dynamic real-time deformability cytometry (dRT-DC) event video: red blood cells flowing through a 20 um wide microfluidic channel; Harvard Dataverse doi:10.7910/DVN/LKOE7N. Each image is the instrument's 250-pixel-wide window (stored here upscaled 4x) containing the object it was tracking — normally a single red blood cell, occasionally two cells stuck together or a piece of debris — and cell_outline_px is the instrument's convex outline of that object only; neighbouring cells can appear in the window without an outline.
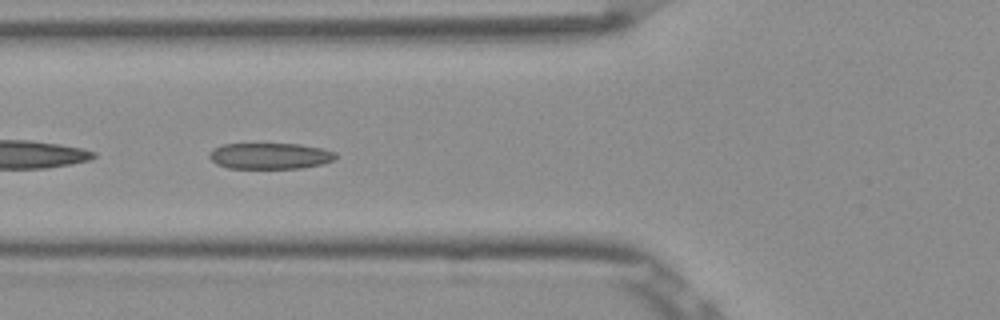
{"species": "Egyptian fruit bat (a non-hibernating species)", "species_latin": "Rousettus aegyptiacus", "temperature_condition": "room temperature", "stored_images_in_passage": 53, "segment_of_instrument_passage": [2, 2], "camera_frame_rate_fps": 3000, "um_per_image_px": 0.085, "frame": {"image": 1, "passage_image": 20, "time_ms": 6.333, "image_size_px": [1000, 320], "cell_outline_px": [[336, 156], [332, 160], [324, 164], [300, 168], [228, 168], [216, 164], [208, 156], [208, 152], [212, 148], [224, 144], [300, 144], [320, 148], [336, 152]], "centroid_in_image_um": [22.91, 13.25], "position_along_channel_um": 102.9, "area_um2": 19.25}}
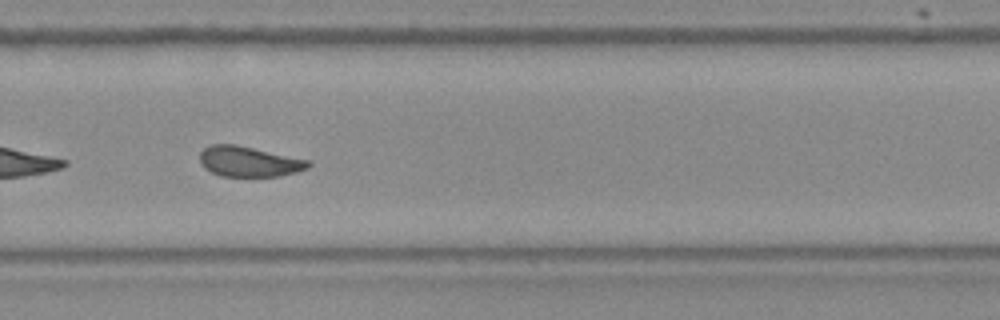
{"frame": {"image": 2, "passage_image": 36, "time_ms": 11.667, "image_size_px": [1000, 320], "cell_outline_px": [[312, 164], [308, 168], [296, 172], [280, 176], [220, 176], [204, 168], [200, 164], [200, 152], [204, 148], [212, 144], [236, 144], [308, 160]], "centroid_in_image_um": [21.14, 13.73], "position_along_channel_um": 308.7, "area_um2": 19.13}}
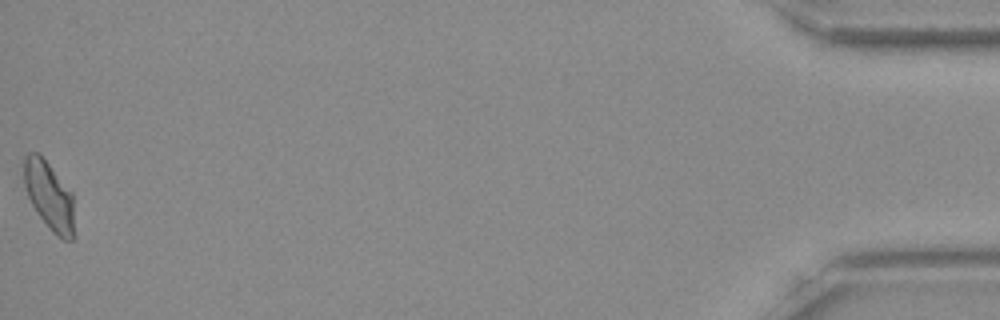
{"frame": {"image": 3, "passage_image": 53, "time_ms": 17.333, "image_size_px": [1000, 320], "cell_outline_px": [[76, 236], [72, 240], [64, 240], [56, 236], [52, 232], [36, 212], [28, 196], [24, 184], [24, 156], [28, 152], [36, 152], [48, 164], [72, 192]], "centroid_in_image_um": [4.22, 16.71], "position_along_channel_um": 431.0, "area_um2": 20.23}}